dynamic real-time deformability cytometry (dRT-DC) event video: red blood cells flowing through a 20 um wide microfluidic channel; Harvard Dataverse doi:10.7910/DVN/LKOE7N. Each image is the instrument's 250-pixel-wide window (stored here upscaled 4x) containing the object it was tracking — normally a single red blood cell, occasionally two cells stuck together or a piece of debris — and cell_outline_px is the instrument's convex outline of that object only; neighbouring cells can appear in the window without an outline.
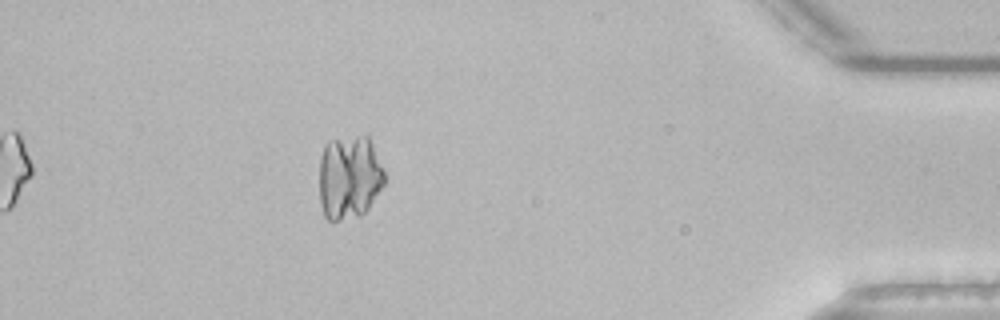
{"species": "common noctule bat (a hibernating species)", "species_latin": "Nyctalus noctula", "temperature_condition": "room temperature", "stored_images_in_passage": 39, "camera_frame_rate_fps": 3000, "um_per_image_px": 0.085, "animal": {"sex": "male", "body_mass_g": 21.5, "forearm_length_mm": 52.0}, "frame": {"image": 1, "passage_image": 33, "time_ms": 10.667, "image_size_px": [1000, 320], "cell_outline_px": [[384, 184], [368, 208], [360, 216], [340, 220], [328, 220], [324, 216], [320, 204], [320, 156], [324, 144], [328, 140], [356, 136], [368, 136], [372, 144], [384, 172]], "centroid_in_image_um": [29.66, 15.06], "position_along_channel_um": 405.5, "area_um2": 31.96}}